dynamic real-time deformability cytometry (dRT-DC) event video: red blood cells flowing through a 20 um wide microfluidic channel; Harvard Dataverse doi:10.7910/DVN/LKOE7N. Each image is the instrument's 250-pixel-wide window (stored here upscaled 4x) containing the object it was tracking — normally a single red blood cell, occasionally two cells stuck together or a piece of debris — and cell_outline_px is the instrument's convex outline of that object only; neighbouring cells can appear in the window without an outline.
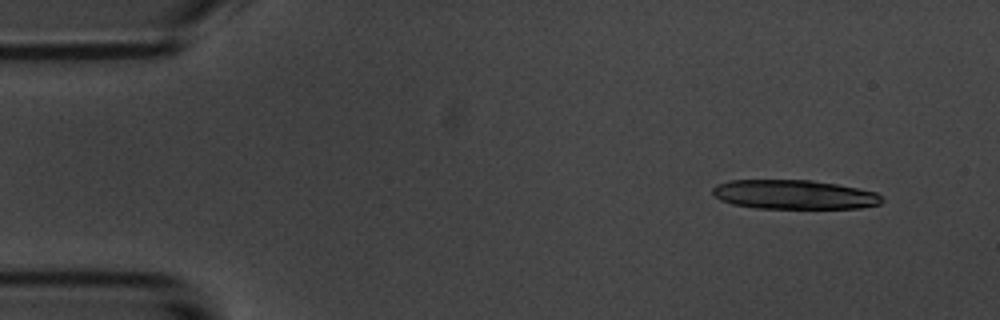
{"species": "common noctule bat (a hibernating species)", "species_latin": "Nyctalus noctula", "temperature_condition": "room temperature", "stored_images_in_passage": 4, "camera_frame_rate_fps": 3000, "um_per_image_px": 0.085, "animal": {"sex": "male", "body_mass_g": 20.1, "forearm_length_mm": 53.5}, "frame": {"image": 1, "passage_image": 1, "time_ms": 0.0, "image_size_px": [1000, 320], "cell_outline_px": [[884, 200], [880, 204], [860, 208], [756, 208], [732, 204], [720, 200], [712, 192], [712, 188], [716, 184], [728, 180], [812, 180], [836, 184], [876, 192]], "centroid_in_image_um": [67.47, 16.53], "position_along_channel_um": 17.5, "area_um2": 28.84}}